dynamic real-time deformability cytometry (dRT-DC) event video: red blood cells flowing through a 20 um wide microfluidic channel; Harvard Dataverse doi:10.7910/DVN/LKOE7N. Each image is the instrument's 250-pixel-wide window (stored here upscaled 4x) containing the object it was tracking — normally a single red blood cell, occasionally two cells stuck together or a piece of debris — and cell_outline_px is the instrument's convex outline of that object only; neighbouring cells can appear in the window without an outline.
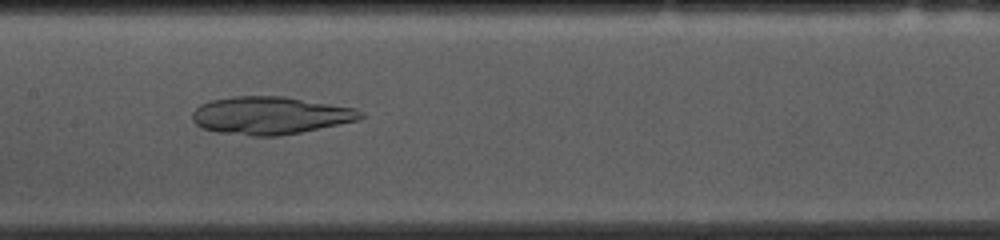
{"species": "common noctule bat (a hibernating species)", "species_latin": "Nyctalus noctula", "temperature_condition": "cold", "stored_images_in_passage": 42, "camera_frame_rate_fps": 3000, "um_per_image_px": 0.085, "animal": {"sex": "female", "body_mass_g": 10.0, "forearm_length_mm": 53.1}, "frame": {"image": 1, "passage_image": 24, "time_ms": 7.667, "image_size_px": [1000, 240], "cell_outline_px": [[364, 116], [360, 120], [280, 136], [252, 136], [216, 132], [204, 128], [196, 124], [192, 120], [192, 112], [200, 104], [208, 100], [236, 96], [284, 96], [356, 108], [364, 112]], "centroid_in_image_um": [22.98, 9.81], "position_along_channel_um": 184.4, "area_um2": 37.17}}
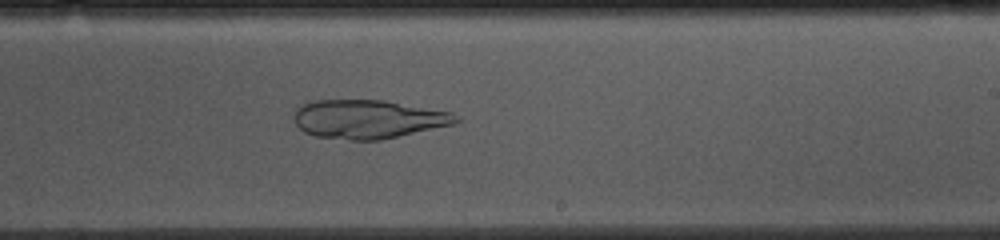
{"frame": {"image": 2, "passage_image": 30, "time_ms": 9.667, "image_size_px": [1000, 240], "cell_outline_px": [[460, 120], [452, 124], [380, 140], [352, 140], [316, 136], [304, 132], [296, 124], [296, 108], [304, 104], [316, 100], [384, 100], [452, 112]], "centroid_in_image_um": [31.29, 10.12], "position_along_channel_um": 257.7, "area_um2": 36.07}}